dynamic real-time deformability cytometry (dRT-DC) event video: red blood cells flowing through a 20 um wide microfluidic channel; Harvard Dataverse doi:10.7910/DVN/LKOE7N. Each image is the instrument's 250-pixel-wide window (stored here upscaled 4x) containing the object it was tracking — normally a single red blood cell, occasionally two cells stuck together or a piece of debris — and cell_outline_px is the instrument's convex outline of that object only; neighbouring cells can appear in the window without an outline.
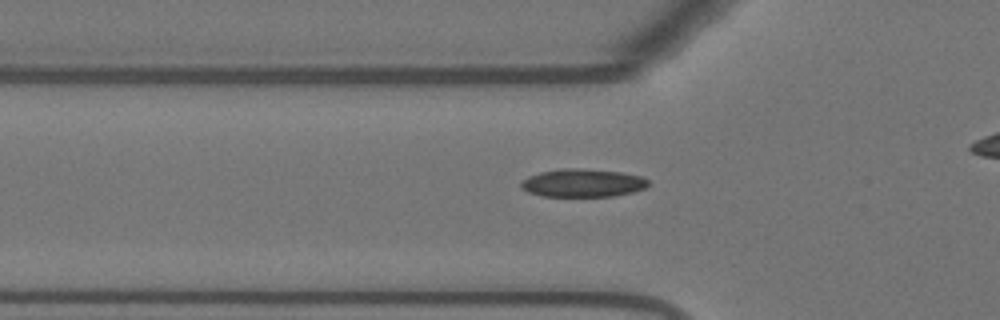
{"species": "Egyptian fruit bat (a non-hibernating species)", "species_latin": "Rousettus aegyptiacus", "temperature_condition": "warm", "stored_images_in_passage": 38, "camera_frame_rate_fps": 3000, "um_per_image_px": 0.085, "animal": {"sex": "female"}, "frame": {"image": 1, "passage_image": 11, "time_ms": 3.333, "image_size_px": [1000, 320], "cell_outline_px": [[648, 184], [644, 188], [632, 192], [612, 196], [544, 196], [528, 192], [520, 188], [520, 180], [528, 176], [540, 172], [560, 168], [580, 168], [620, 172], [640, 176], [648, 180]], "centroid_in_image_um": [49.47, 15.54], "position_along_channel_um": 76.3, "area_um2": 20.81}}
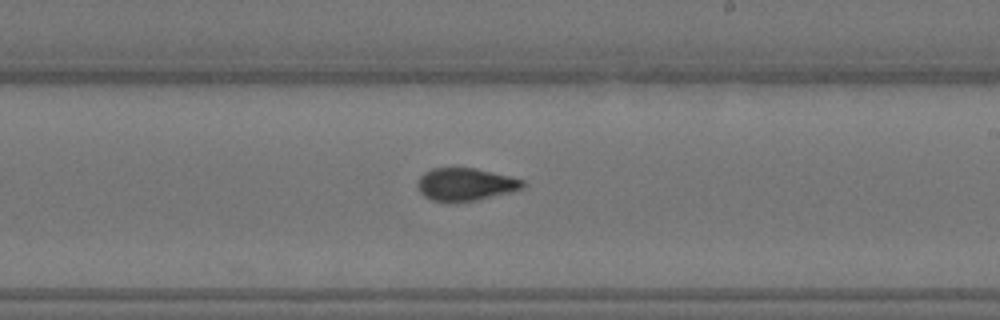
{"frame": {"image": 2, "passage_image": 25, "time_ms": 8.0, "image_size_px": [1000, 320], "cell_outline_px": [[528, 184], [524, 188], [476, 200], [456, 204], [432, 200], [424, 196], [420, 192], [416, 184], [420, 176], [424, 172], [432, 168], [476, 168], [524, 180]], "centroid_in_image_um": [39.54, 15.69], "position_along_channel_um": 249.5, "area_um2": 20.29}}
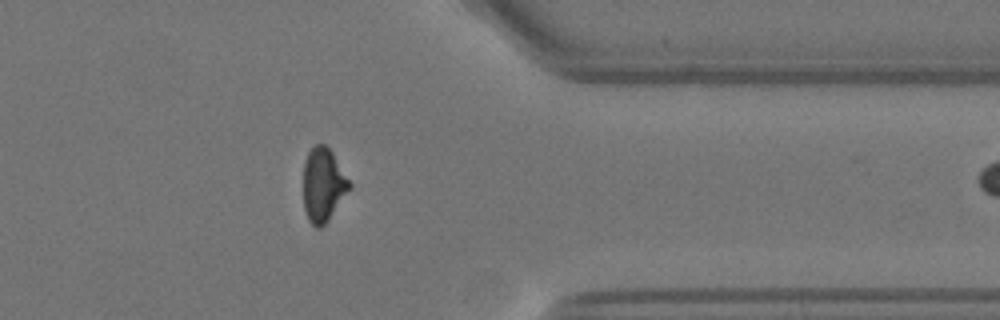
{"frame": {"image": 3, "passage_image": 37, "time_ms": 12.0, "image_size_px": [1000, 320], "cell_outline_px": [[352, 188], [328, 220], [320, 228], [316, 228], [308, 220], [304, 208], [304, 160], [308, 152], [316, 144], [324, 144], [332, 152], [352, 184]], "centroid_in_image_um": [27.48, 15.72], "position_along_channel_um": 383.9, "area_um2": 19.83}}